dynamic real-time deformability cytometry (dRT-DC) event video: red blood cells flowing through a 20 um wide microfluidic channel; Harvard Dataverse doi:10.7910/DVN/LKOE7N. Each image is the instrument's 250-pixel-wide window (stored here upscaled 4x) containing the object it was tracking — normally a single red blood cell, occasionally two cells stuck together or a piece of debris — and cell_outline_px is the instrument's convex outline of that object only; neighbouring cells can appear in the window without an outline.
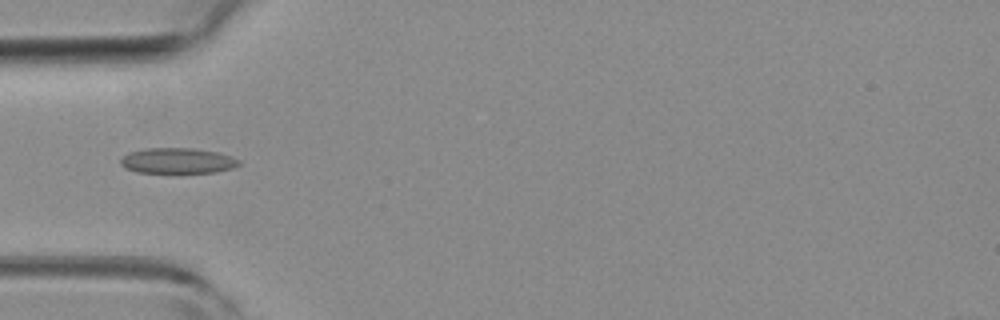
{"species": "common noctule bat (a hibernating species)", "species_latin": "Nyctalus noctula", "temperature_condition": "room temperature", "stored_images_in_passage": 36, "camera_frame_rate_fps": 3000, "um_per_image_px": 0.085, "animal": {"sex": "female", "body_mass_g": 19.3, "forearm_length_mm": 54.1}, "frame": {"image": 1, "passage_image": 1, "time_ms": 0.0, "image_size_px": [1000, 320], "cell_outline_px": [[240, 164], [232, 168], [216, 172], [176, 176], [172, 176], [136, 172], [124, 168], [120, 164], [120, 160], [128, 152], [144, 148], [192, 148], [220, 152], [232, 156], [240, 160]], "centroid_in_image_um": [15.08, 13.72], "position_along_channel_um": 69.9, "area_um2": 18.9}}
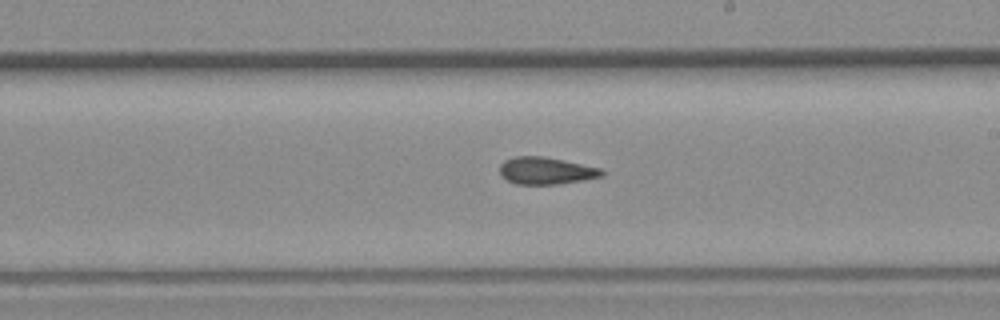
{"frame": {"image": 2, "passage_image": 14, "time_ms": 4.333, "image_size_px": [1000, 320], "cell_outline_px": [[604, 176], [584, 180], [560, 184], [516, 184], [508, 180], [500, 172], [500, 164], [504, 160], [516, 156], [544, 156], [600, 168], [604, 172]], "centroid_in_image_um": [46.43, 14.51], "position_along_channel_um": 242.6, "area_um2": 16.07}}
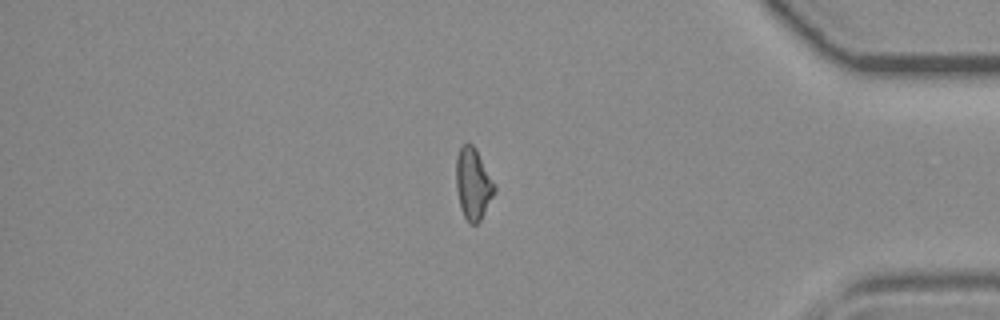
{"frame": {"image": 3, "passage_image": 28, "time_ms": 9.0, "image_size_px": [1000, 320], "cell_outline_px": [[496, 192], [480, 220], [476, 224], [468, 224], [460, 208], [456, 188], [456, 156], [460, 148], [464, 144], [472, 144], [476, 148], [496, 184]], "centroid_in_image_um": [40.23, 15.63], "position_along_channel_um": 395.0, "area_um2": 16.24}, "authors_computed_cell_mechanics": {"area_um2": 16.184, "velocity_mm_per_s": 3.9666, "shape_relaxation_time_tau1_ms": null, "shape_relaxation_time_tau2_ms": 4.4778, "deformation_change_tau1": null, "deformation_change_tau2": 0.1083}}